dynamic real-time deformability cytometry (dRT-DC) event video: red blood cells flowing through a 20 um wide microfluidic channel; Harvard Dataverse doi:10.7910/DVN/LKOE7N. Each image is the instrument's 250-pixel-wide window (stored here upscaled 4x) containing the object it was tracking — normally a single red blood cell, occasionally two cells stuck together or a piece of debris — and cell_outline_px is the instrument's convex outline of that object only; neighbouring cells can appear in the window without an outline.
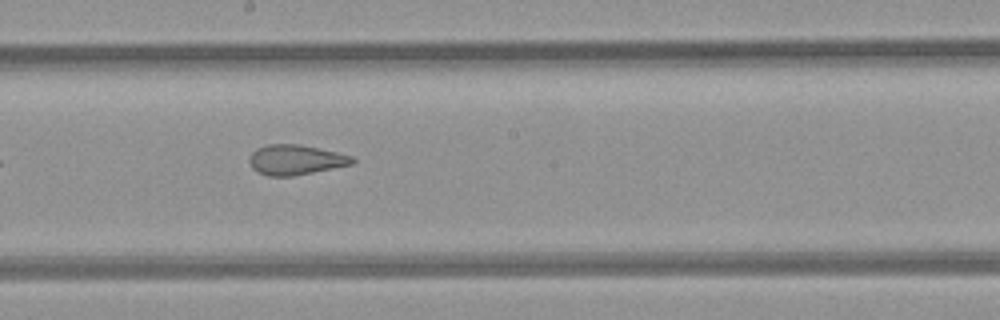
{"species": "common noctule bat (a hibernating species)", "species_latin": "Nyctalus noctula", "temperature_condition": "room temperature", "stored_images_in_passage": 10, "camera_frame_rate_fps": 3000, "um_per_image_px": 0.085, "animal": {"sex": "female", "body_mass_g": 21.9}, "frame": {"image": 1, "passage_image": 10, "time_ms": 10.333, "image_size_px": [1000, 320], "cell_outline_px": [[356, 160], [352, 164], [292, 176], [268, 176], [252, 168], [248, 160], [248, 156], [256, 148], [268, 144], [300, 144], [336, 152], [352, 156]], "centroid_in_image_um": [25.09, 13.57], "position_along_channel_um": 223.1, "area_um2": 17.92}}